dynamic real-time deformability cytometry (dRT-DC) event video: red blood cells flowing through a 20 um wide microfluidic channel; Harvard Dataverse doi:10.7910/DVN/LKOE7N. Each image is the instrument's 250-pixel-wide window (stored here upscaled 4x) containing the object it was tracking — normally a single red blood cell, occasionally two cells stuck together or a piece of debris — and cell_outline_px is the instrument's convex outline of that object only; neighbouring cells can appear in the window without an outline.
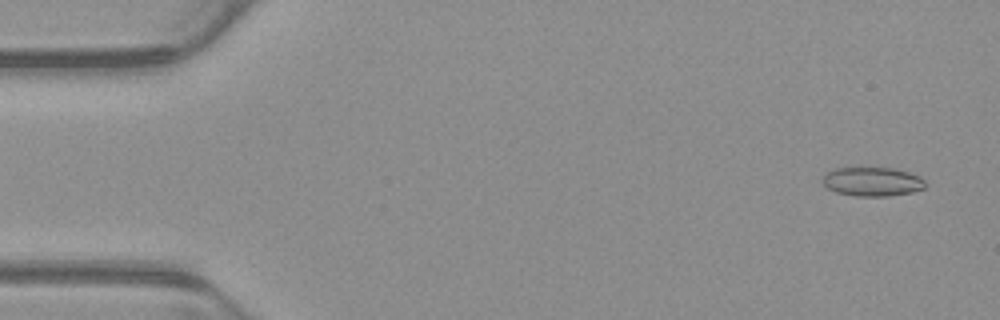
{"species": "common noctule bat (a hibernating species)", "species_latin": "Nyctalus noctula", "temperature_condition": "warm", "stored_images_in_passage": 53, "camera_frame_rate_fps": 3000, "um_per_image_px": 0.085, "animal": {"sex": "male", "body_mass_g": 23.1, "forearm_length_mm": 52.7}, "frame": {"image": 1, "passage_image": 3, "time_ms": 0.667, "image_size_px": [1000, 320], "cell_outline_px": [[924, 188], [912, 192], [888, 196], [856, 196], [836, 192], [828, 188], [820, 180], [828, 172], [836, 168], [892, 168], [908, 172], [920, 176], [924, 180]], "centroid_in_image_um": [74.14, 15.44], "position_along_channel_um": 10.9, "area_um2": 17.22}}
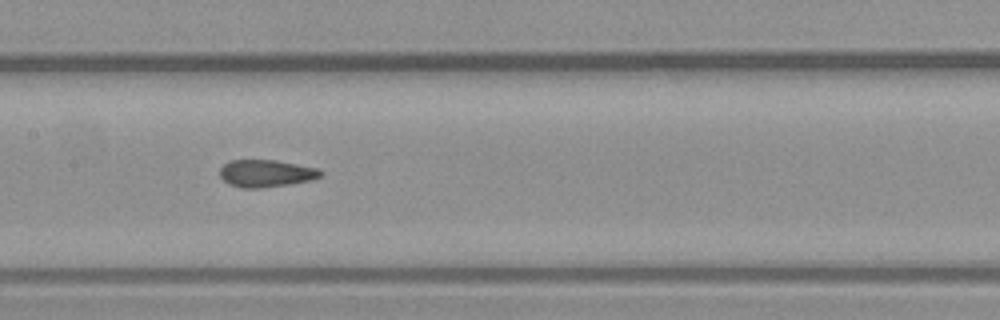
{"frame": {"image": 2, "passage_image": 26, "time_ms": 8.333, "image_size_px": [1000, 320], "cell_outline_px": [[324, 172], [320, 176], [312, 180], [288, 184], [260, 188], [240, 188], [228, 184], [220, 176], [220, 168], [228, 160], [276, 160], [316, 168]], "centroid_in_image_um": [22.58, 14.74], "position_along_channel_um": 184.8, "area_um2": 16.01}}
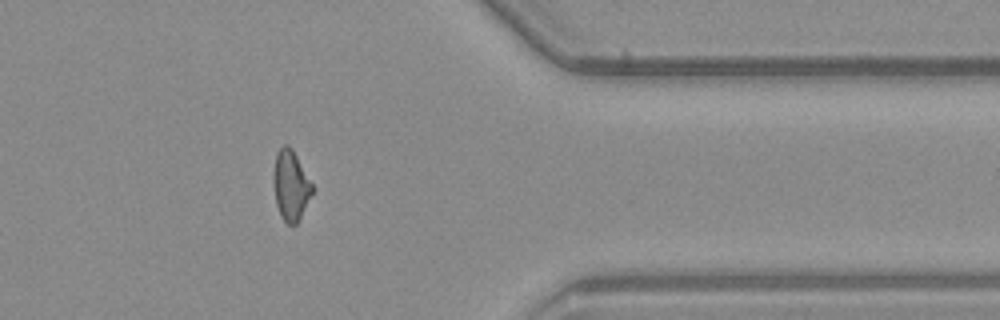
{"frame": {"image": 3, "passage_image": 43, "time_ms": 14.0, "image_size_px": [1000, 320], "cell_outline_px": [[312, 192], [300, 220], [296, 224], [288, 224], [280, 216], [276, 204], [272, 176], [276, 152], [284, 144], [288, 144], [292, 148], [312, 184]], "centroid_in_image_um": [24.68, 15.75], "position_along_channel_um": 386.7, "area_um2": 15.84}, "authors_computed_cell_mechanics": {"area_um2": 16.473, "velocity_mm_per_s": 3.9053, "shape_relaxation_time_tau1_ms": null, "shape_relaxation_time_tau2_ms": 2.8653, "deformation_change_tau1": null, "deformation_change_tau2": 0.0816}}